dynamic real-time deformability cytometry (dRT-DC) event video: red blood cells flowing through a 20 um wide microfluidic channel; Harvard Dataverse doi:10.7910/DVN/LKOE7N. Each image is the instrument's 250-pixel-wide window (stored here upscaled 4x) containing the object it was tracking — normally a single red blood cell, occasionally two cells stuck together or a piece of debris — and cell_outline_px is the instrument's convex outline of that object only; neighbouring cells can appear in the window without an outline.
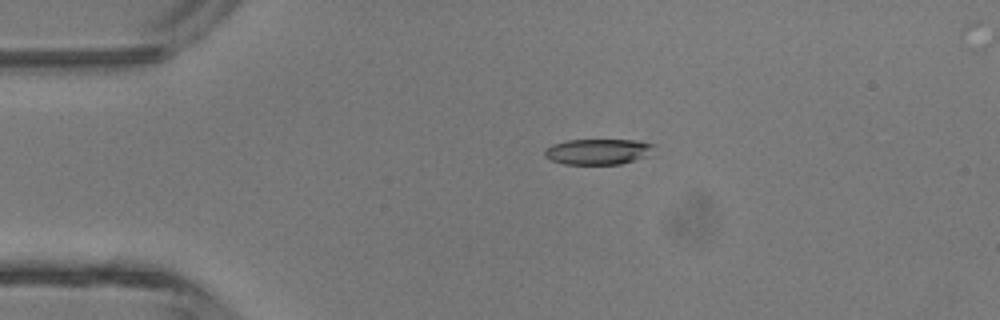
{"species": "common noctule bat (a hibernating species)", "species_latin": "Nyctalus noctula", "temperature_condition": "room temperature", "stored_images_in_passage": 4, "camera_frame_rate_fps": 3000, "um_per_image_px": 0.085, "animal": {"sex": "male", "body_mass_g": 13.3}, "frame": {"image": 1, "passage_image": 3, "time_ms": 2.333, "image_size_px": [1000, 320], "cell_outline_px": [[656, 144], [648, 156], [620, 164], [564, 164], [552, 160], [544, 156], [544, 152], [552, 144], [568, 140], [640, 140]], "centroid_in_image_um": [50.87, 12.88], "position_along_channel_um": 34.1, "area_um2": 16.36}}